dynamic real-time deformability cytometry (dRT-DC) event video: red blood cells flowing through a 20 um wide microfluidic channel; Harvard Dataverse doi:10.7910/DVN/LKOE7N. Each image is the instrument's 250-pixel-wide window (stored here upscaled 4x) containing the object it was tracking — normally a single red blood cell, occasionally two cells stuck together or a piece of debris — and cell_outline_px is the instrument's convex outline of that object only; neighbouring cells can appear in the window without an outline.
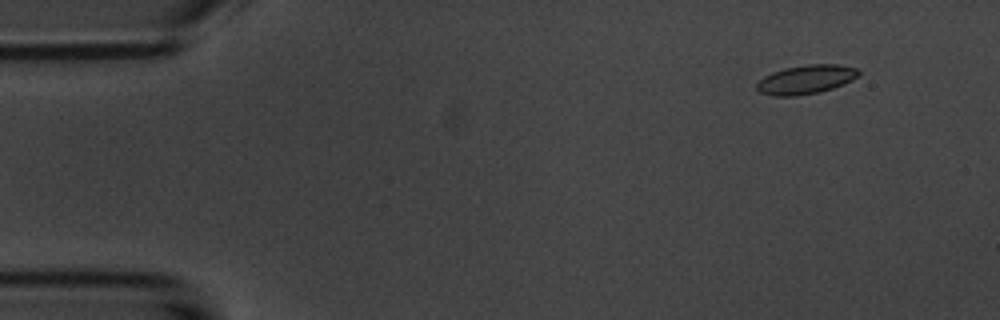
{"species": "common noctule bat (a hibernating species)", "species_latin": "Nyctalus noctula", "temperature_condition": "room temperature", "stored_images_in_passage": 55, "camera_frame_rate_fps": 3000, "um_per_image_px": 0.085, "animal": {"sex": "male", "body_mass_g": 20.1, "forearm_length_mm": 53.5}, "frame": {"image": 1, "passage_image": 6, "time_ms": 1.667, "image_size_px": [1000, 320], "cell_outline_px": [[860, 76], [852, 80], [832, 88], [820, 92], [796, 96], [772, 96], [760, 92], [756, 88], [756, 84], [764, 76], [772, 72], [784, 68], [808, 64], [840, 64], [856, 68], [860, 72]], "centroid_in_image_um": [68.51, 6.75], "position_along_channel_um": 16.5, "area_um2": 17.28}}
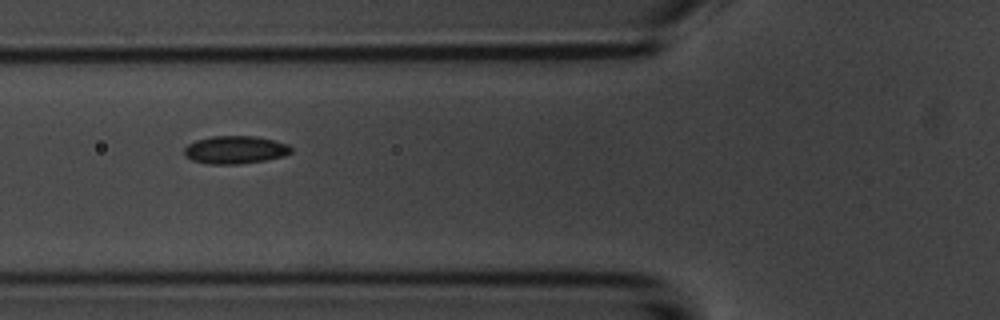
{"frame": {"image": 2, "passage_image": 21, "time_ms": 6.667, "image_size_px": [1000, 320], "cell_outline_px": [[292, 152], [284, 156], [264, 160], [236, 164], [208, 164], [192, 160], [184, 156], [184, 148], [188, 144], [196, 140], [212, 136], [256, 136], [288, 144], [292, 148]], "centroid_in_image_um": [19.97, 12.73], "position_along_channel_um": 105.8, "area_um2": 17.34}}
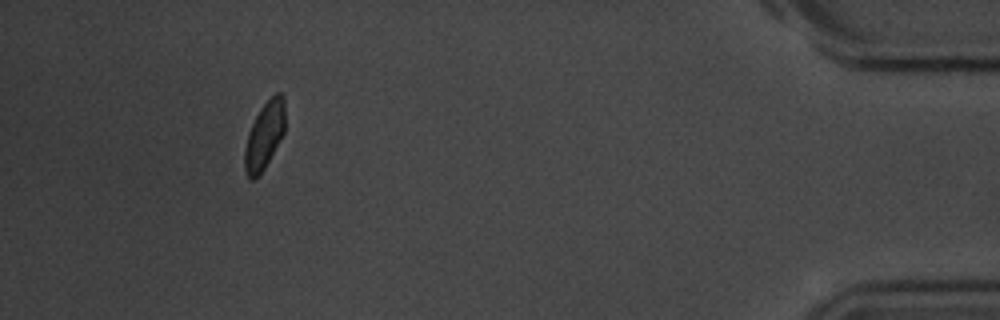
{"frame": {"image": 3, "passage_image": 51, "time_ms": 16.667, "image_size_px": [1000, 320], "cell_outline_px": [[284, 132], [264, 168], [252, 180], [248, 180], [244, 172], [244, 148], [248, 132], [260, 108], [276, 92], [280, 92], [284, 96]], "centroid_in_image_um": [22.45, 11.52], "position_along_channel_um": 412.8, "area_um2": 15.66}, "authors_computed_cell_mechanics": {"area_um2": 16.9354, "velocity_mm_per_s": 3.692, "shape_relaxation_time_tau1_ms": 1.8034, "shape_relaxation_time_tau2_ms": null, "deformation_change_tau1": 0.0799, "deformation_change_tau2": null}}